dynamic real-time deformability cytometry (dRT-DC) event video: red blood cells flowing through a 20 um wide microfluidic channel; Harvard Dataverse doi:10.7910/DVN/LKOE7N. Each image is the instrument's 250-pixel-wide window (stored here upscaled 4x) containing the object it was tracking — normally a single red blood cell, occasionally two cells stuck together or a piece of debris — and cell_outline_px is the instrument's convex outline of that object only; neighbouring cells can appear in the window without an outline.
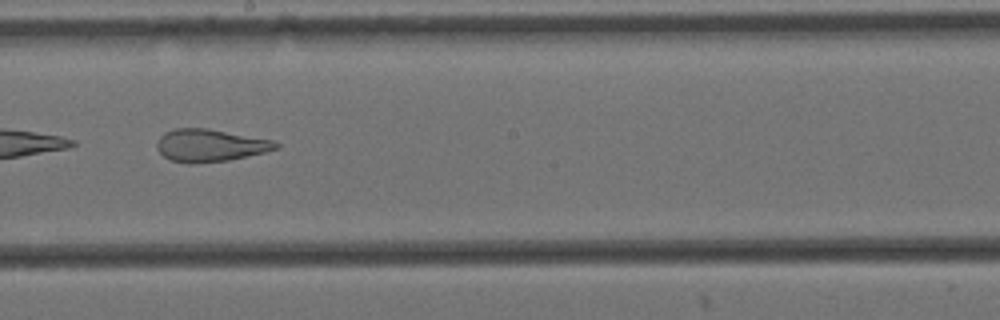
{"species": "Egyptian fruit bat (a non-hibernating species)", "species_latin": "Rousettus aegyptiacus", "temperature_condition": "cold", "stored_images_in_passage": 15, "camera_frame_rate_fps": 3000, "um_per_image_px": 0.085, "animal": {"sex": "female"}, "frame": {"image": 1, "passage_image": 9, "time_ms": 2.667, "image_size_px": [1000, 320], "cell_outline_px": [[280, 148], [264, 152], [228, 160], [192, 164], [188, 164], [168, 160], [156, 148], [156, 140], [164, 132], [176, 128], [208, 128], [272, 140], [280, 144]], "centroid_in_image_um": [17.81, 12.36], "position_along_channel_um": 230.4, "area_um2": 22.66}}
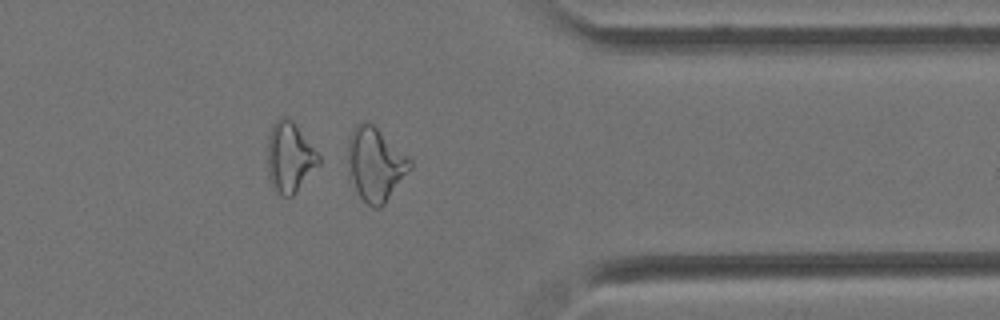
{"frame": {"image": 2, "passage_image": 13, "time_ms": 4.0, "image_size_px": [1000, 320], "cell_outline_px": [[412, 168], [384, 204], [380, 208], [372, 208], [360, 196], [348, 180], [348, 140], [356, 124], [364, 120], [372, 124], [408, 156], [412, 160]], "centroid_in_image_um": [31.89, 13.98], "position_along_channel_um": 379.5, "area_um2": 26.7}}